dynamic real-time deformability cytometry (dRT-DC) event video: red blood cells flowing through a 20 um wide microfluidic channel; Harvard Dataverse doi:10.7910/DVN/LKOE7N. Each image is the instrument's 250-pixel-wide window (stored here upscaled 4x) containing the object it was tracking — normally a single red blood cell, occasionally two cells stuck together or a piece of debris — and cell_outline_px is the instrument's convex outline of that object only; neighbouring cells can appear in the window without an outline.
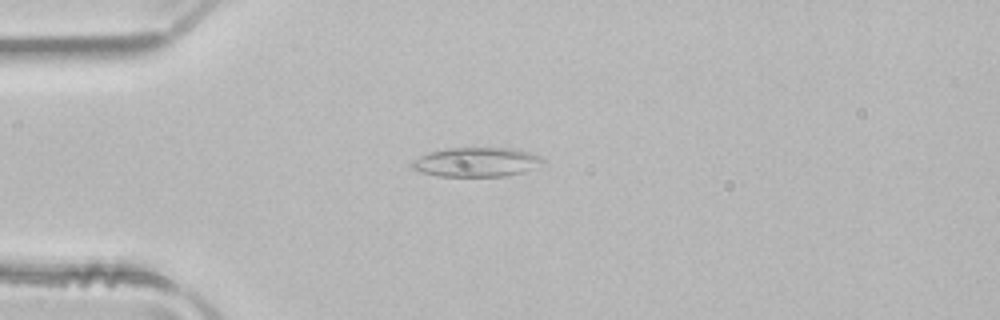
{"species": "common noctule bat (a hibernating species)", "species_latin": "Nyctalus noctula", "temperature_condition": "room temperature", "stored_images_in_passage": 44, "camera_frame_rate_fps": 3000, "um_per_image_px": 0.085, "animal": {"sex": "male", "body_mass_g": 21.5, "forearm_length_mm": 52.0}, "frame": {"image": 1, "passage_image": 7, "time_ms": 2.0, "image_size_px": [1000, 320], "cell_outline_px": [[544, 160], [524, 172], [504, 176], [440, 176], [424, 172], [412, 168], [412, 164], [420, 156], [432, 152], [452, 148], [512, 148], [528, 152], [540, 156]], "centroid_in_image_um": [40.52, 13.78], "position_along_channel_um": 44.5, "area_um2": 21.68}}
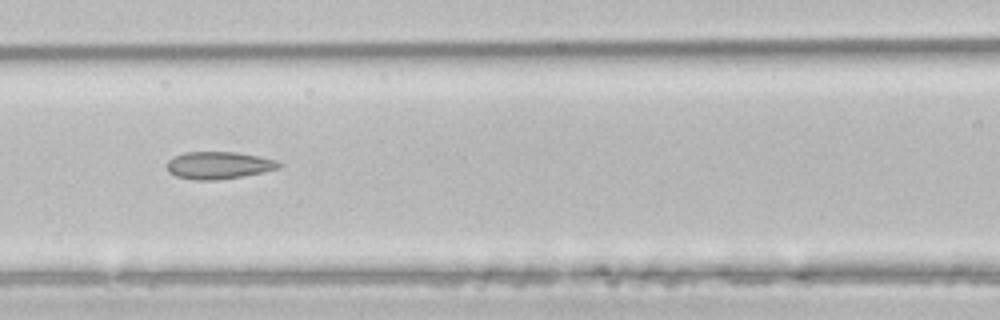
{"frame": {"image": 2, "passage_image": 16, "time_ms": 5.0, "image_size_px": [1000, 320], "cell_outline_px": [[284, 164], [280, 168], [240, 176], [216, 180], [196, 180], [176, 176], [168, 172], [168, 160], [172, 156], [184, 152], [236, 152], [276, 160]], "centroid_in_image_um": [18.56, 14.04], "position_along_channel_um": 148.0, "area_um2": 17.69}}
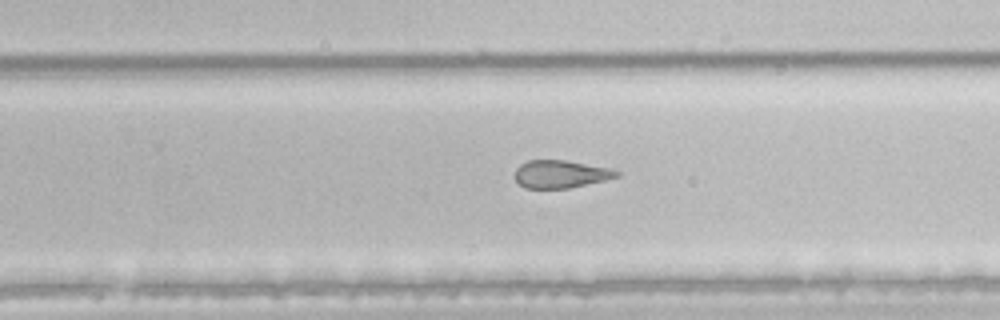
{"frame": {"image": 3, "passage_image": 26, "time_ms": 8.333, "image_size_px": [1000, 320], "cell_outline_px": [[620, 176], [604, 180], [568, 188], [524, 188], [512, 176], [516, 168], [520, 164], [528, 160], [564, 160], [608, 168], [620, 172]], "centroid_in_image_um": [47.59, 14.79], "position_along_channel_um": 282.2, "area_um2": 16.36}, "authors_computed_cell_mechanics": {"area_um2": 20.1144, "velocity_mm_per_s": 4.0404, "shape_relaxation_time_tau1_ms": null, "shape_relaxation_time_tau2_ms": 2.4806, "deformation_change_tau1": null, "deformation_change_tau2": 0.1146}}